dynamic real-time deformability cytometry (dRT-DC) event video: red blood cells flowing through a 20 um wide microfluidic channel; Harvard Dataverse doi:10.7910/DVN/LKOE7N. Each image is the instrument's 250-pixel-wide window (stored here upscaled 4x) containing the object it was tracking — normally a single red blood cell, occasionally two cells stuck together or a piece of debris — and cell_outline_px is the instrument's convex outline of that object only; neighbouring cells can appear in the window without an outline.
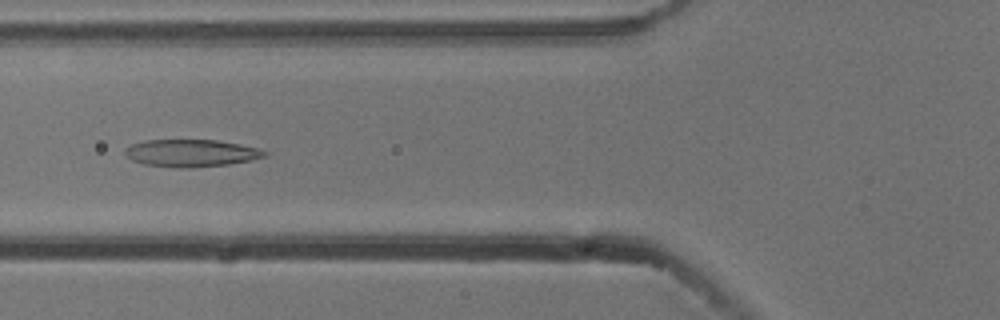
{"species": "common noctule bat (a hibernating species)", "species_latin": "Nyctalus noctula", "temperature_condition": "cold", "stored_images_in_passage": 8, "camera_frame_rate_fps": 3000, "um_per_image_px": 0.085, "animal": {"sex": "male", "body_mass_g": 13.3}, "frame": {"image": 1, "passage_image": 6, "time_ms": 1.667, "image_size_px": [1000, 320], "cell_outline_px": [[268, 152], [264, 156], [252, 160], [228, 164], [192, 168], [176, 168], [144, 164], [132, 160], [124, 152], [132, 144], [144, 140], [216, 140], [240, 144], [256, 148]], "centroid_in_image_um": [16.25, 13.02], "position_along_channel_um": 109.6, "area_um2": 22.08}}
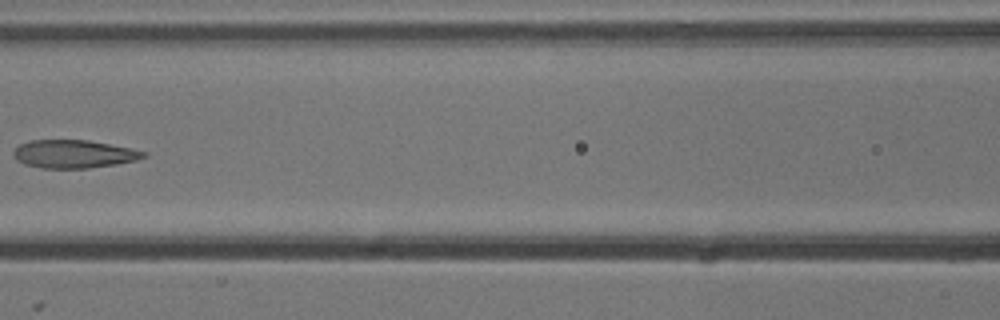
{"frame": {"image": 2, "passage_image": 7, "time_ms": 2.0, "image_size_px": [1000, 320], "cell_outline_px": [[148, 156], [136, 160], [116, 164], [88, 168], [40, 168], [24, 164], [16, 160], [12, 152], [20, 144], [28, 140], [88, 140], [148, 152]], "centroid_in_image_um": [6.25, 13.09], "position_along_channel_um": 160.4, "area_um2": 21.27}}
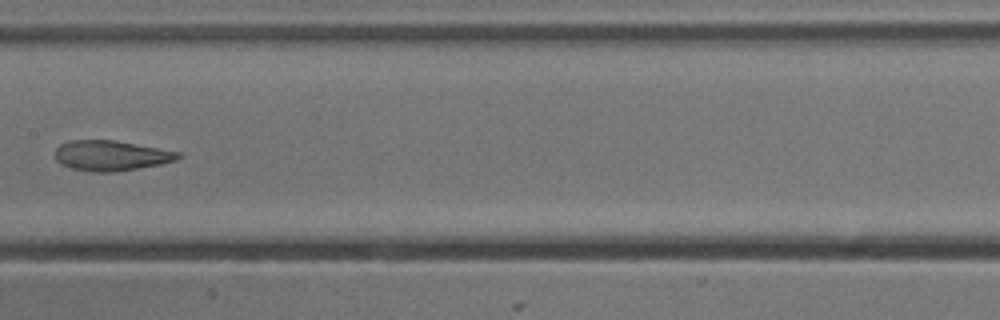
{"frame": {"image": 3, "passage_image": 8, "time_ms": 2.333, "image_size_px": [1000, 320], "cell_outline_px": [[184, 156], [176, 160], [160, 164], [112, 172], [92, 172], [72, 168], [60, 164], [56, 160], [56, 148], [60, 144], [72, 140], [116, 140], [180, 152]], "centroid_in_image_um": [9.45, 13.22], "position_along_channel_um": 198.0, "area_um2": 21.62}}